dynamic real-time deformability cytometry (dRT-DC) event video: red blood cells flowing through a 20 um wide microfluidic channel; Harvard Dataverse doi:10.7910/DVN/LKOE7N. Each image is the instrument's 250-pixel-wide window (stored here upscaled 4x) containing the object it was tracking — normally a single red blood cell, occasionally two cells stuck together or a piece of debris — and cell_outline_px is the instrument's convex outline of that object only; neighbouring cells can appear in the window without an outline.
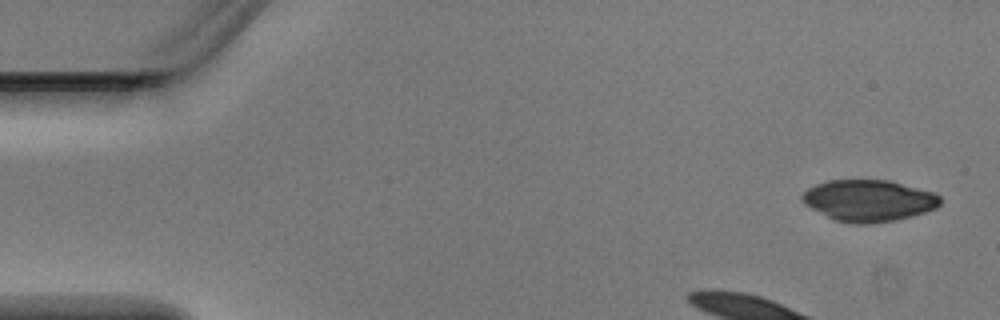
{"species": "Egyptian fruit bat (a non-hibernating species)", "species_latin": "Rousettus aegyptiacus", "temperature_condition": "warm", "stored_images_in_passage": 5, "camera_frame_rate_fps": 3000, "um_per_image_px": 0.085, "animal": {"sex": "male"}, "frame": {"image": 1, "passage_image": 1, "time_ms": 0.0, "image_size_px": [1000, 320], "cell_outline_px": [[940, 204], [936, 208], [912, 216], [872, 224], [852, 224], [832, 220], [804, 204], [800, 196], [808, 188], [816, 184], [828, 180], [892, 180], [936, 192], [940, 196]], "centroid_in_image_um": [73.84, 17.04], "position_along_channel_um": 11.2, "area_um2": 33.81}}